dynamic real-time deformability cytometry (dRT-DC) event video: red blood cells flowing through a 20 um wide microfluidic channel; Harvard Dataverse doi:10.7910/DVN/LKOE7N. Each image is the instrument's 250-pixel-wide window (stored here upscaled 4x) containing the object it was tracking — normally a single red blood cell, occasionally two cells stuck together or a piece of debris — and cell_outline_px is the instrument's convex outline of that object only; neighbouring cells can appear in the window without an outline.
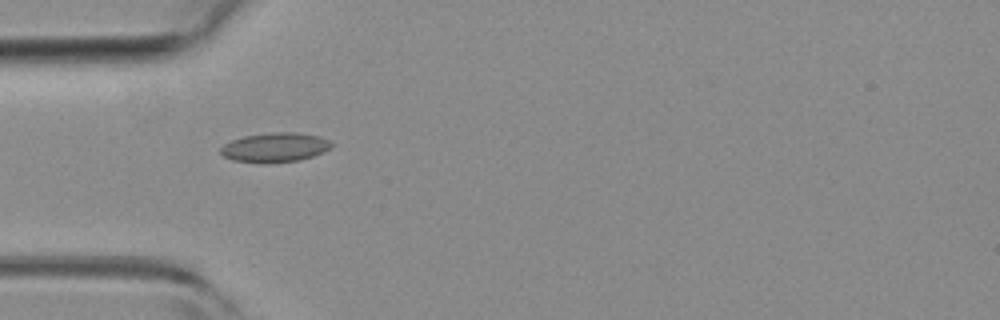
{"species": "common noctule bat (a hibernating species)", "species_latin": "Nyctalus noctula", "temperature_condition": "room temperature", "stored_images_in_passage": 4, "camera_frame_rate_fps": 3000, "um_per_image_px": 0.085, "animal": {"sex": "female", "body_mass_g": 19.3, "forearm_length_mm": 54.1}, "frame": {"image": 1, "passage_image": 3, "time_ms": 0.667, "image_size_px": [1000, 320], "cell_outline_px": [[332, 144], [328, 148], [312, 156], [300, 160], [268, 164], [264, 164], [232, 160], [224, 156], [220, 152], [220, 148], [224, 144], [232, 140], [244, 136], [272, 132], [296, 132], [320, 136], [328, 140]], "centroid_in_image_um": [23.32, 12.54], "position_along_channel_um": 61.7, "area_um2": 19.02}}
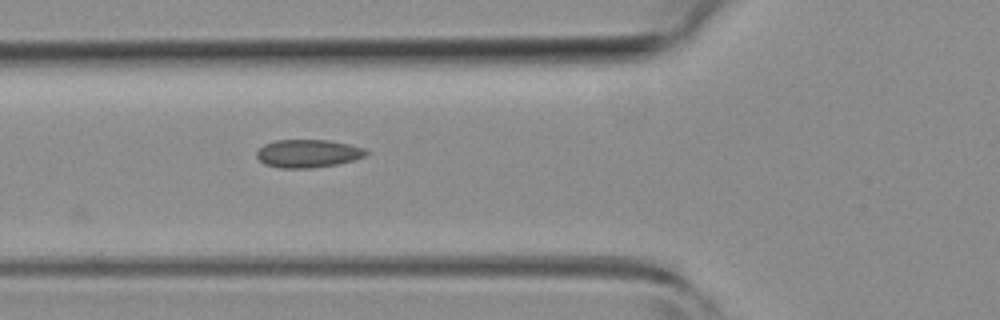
{"frame": {"image": 2, "passage_image": 4, "time_ms": 1.0, "image_size_px": [1000, 320], "cell_outline_px": [[368, 156], [336, 164], [308, 168], [280, 168], [264, 164], [256, 156], [256, 152], [264, 144], [276, 140], [328, 140], [348, 144], [364, 148], [368, 152]], "centroid_in_image_um": [26.17, 13.04], "position_along_channel_um": 99.6, "area_um2": 17.8}}